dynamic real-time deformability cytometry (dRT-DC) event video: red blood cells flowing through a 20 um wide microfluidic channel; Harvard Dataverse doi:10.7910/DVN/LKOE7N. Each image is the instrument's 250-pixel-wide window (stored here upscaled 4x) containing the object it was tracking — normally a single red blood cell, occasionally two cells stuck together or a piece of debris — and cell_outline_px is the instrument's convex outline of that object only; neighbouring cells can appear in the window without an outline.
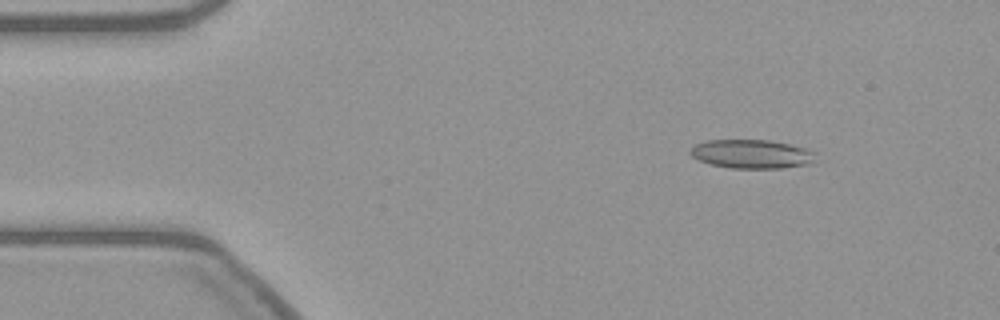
{"species": "common noctule bat (a hibernating species)", "species_latin": "Nyctalus noctula", "temperature_condition": "warm", "stored_images_in_passage": 9, "camera_frame_rate_fps": 3000, "um_per_image_px": 0.085, "animal": {"sex": "female", "body_mass_g": 21.9}, "frame": {"image": 1, "passage_image": 7, "time_ms": 2.0, "image_size_px": [1000, 320], "cell_outline_px": [[816, 160], [808, 164], [780, 168], [732, 168], [712, 164], [700, 160], [692, 156], [688, 152], [696, 144], [708, 140], [768, 140], [788, 144], [804, 148], [816, 152]], "centroid_in_image_um": [63.91, 13.09], "position_along_channel_um": 21.1, "area_um2": 20.87}}